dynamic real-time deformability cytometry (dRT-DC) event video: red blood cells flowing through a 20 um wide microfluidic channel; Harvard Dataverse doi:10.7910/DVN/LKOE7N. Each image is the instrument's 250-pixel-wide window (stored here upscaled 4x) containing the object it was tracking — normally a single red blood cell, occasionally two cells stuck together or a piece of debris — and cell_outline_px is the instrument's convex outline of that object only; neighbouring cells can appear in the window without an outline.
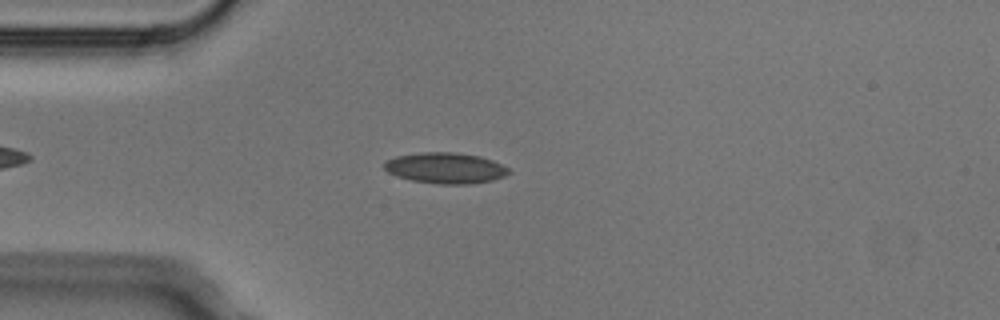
{"species": "Egyptian fruit bat (a non-hibernating species)", "species_latin": "Rousettus aegyptiacus", "temperature_condition": "cold", "stored_images_in_passage": 4, "camera_frame_rate_fps": 3000, "um_per_image_px": 0.085, "animal": {"sex": "male"}, "frame": {"image": 1, "passage_image": 4, "time_ms": 1.0, "image_size_px": [1000, 320], "cell_outline_px": [[512, 172], [504, 176], [492, 180], [468, 184], [440, 184], [412, 180], [396, 176], [388, 172], [384, 168], [384, 160], [396, 156], [420, 152], [452, 152], [480, 156], [492, 160], [508, 168]], "centroid_in_image_um": [37.84, 14.28], "position_along_channel_um": 47.2, "area_um2": 22.37}}